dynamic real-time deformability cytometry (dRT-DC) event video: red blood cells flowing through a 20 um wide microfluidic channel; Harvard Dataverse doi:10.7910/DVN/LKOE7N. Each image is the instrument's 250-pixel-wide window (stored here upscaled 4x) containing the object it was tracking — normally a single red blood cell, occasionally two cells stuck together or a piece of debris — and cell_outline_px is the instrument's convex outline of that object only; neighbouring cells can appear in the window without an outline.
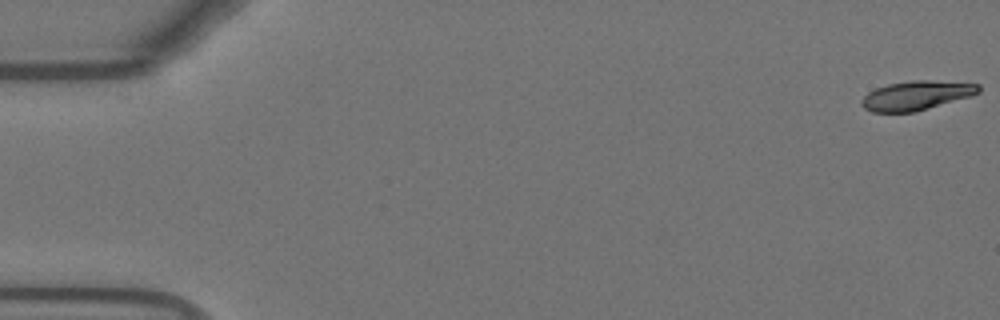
{"species": "Egyptian fruit bat (a non-hibernating species)", "species_latin": "Rousettus aegyptiacus", "temperature_condition": "warm", "stored_images_in_passage": 54, "camera_frame_rate_fps": 3000, "um_per_image_px": 0.085, "animal": {"sex": "female"}, "frame": {"image": 1, "passage_image": 1, "time_ms": 0.0, "image_size_px": [1000, 320], "cell_outline_px": [[980, 92], [972, 96], [916, 112], [872, 112], [864, 108], [860, 104], [860, 100], [868, 92], [876, 88], [888, 84], [912, 80], [928, 80], [980, 84]], "centroid_in_image_um": [77.89, 8.12], "position_along_channel_um": 7.1, "area_um2": 20.06}}
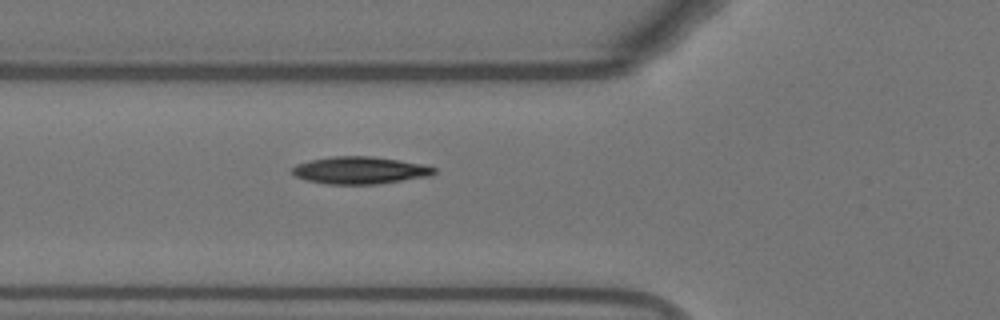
{"frame": {"image": 2, "passage_image": 20, "time_ms": 6.333, "image_size_px": [1000, 320], "cell_outline_px": [[436, 172], [432, 176], [376, 184], [328, 184], [304, 180], [296, 176], [292, 172], [292, 168], [296, 164], [308, 160], [332, 156], [372, 156], [424, 164], [436, 168]], "centroid_in_image_um": [30.6, 14.47], "position_along_channel_um": 95.2, "area_um2": 22.72}}
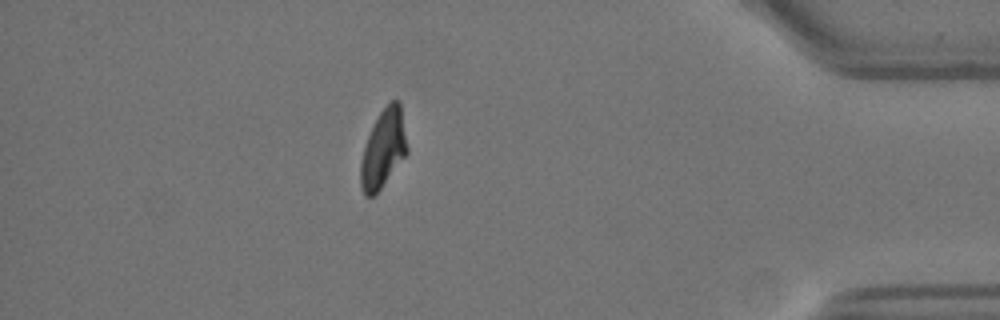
{"frame": {"image": 3, "passage_image": 48, "time_ms": 15.667, "image_size_px": [1000, 320], "cell_outline_px": [[408, 152], [380, 188], [372, 196], [364, 196], [360, 188], [360, 164], [364, 148], [368, 136], [380, 112], [392, 100], [400, 100], [408, 148]], "centroid_in_image_um": [32.58, 12.64], "position_along_channel_um": 402.6, "area_um2": 20.87}, "authors_computed_cell_mechanics": {"area_um2": 21.7617, "velocity_mm_per_s": 3.7484, "shape_relaxation_time_tau1_ms": 7.1068, "shape_relaxation_time_tau2_ms": 2.701, "deformation_change_tau1": 0.221, "deformation_change_tau2": 0.0538}}